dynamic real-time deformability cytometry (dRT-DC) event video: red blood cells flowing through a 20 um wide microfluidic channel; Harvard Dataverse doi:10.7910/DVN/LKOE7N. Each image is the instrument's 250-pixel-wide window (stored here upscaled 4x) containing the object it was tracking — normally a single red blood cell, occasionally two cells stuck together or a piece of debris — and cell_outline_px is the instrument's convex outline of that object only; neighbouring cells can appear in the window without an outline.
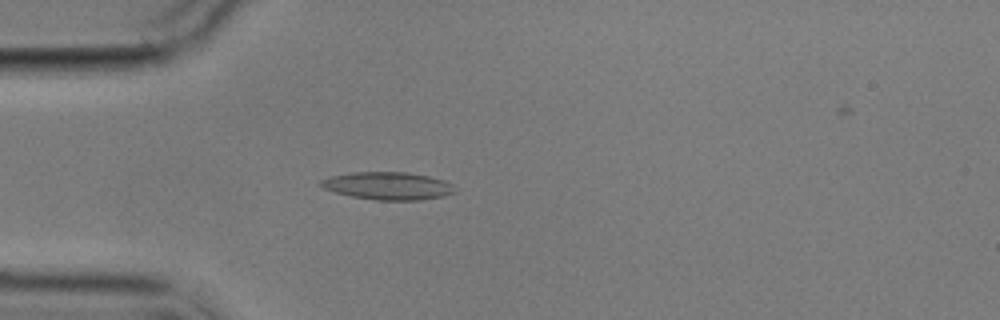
{"species": "common noctule bat (a hibernating species)", "species_latin": "Nyctalus noctula", "temperature_condition": "cold", "stored_images_in_passage": 3, "camera_frame_rate_fps": 3000, "um_per_image_px": 0.085, "animal": {"sex": "male", "body_mass_g": 17.9}, "frame": {"image": 1, "passage_image": 3, "time_ms": 3.0, "image_size_px": [1000, 320], "cell_outline_px": [[456, 192], [444, 196], [420, 200], [376, 200], [352, 196], [336, 192], [324, 188], [316, 184], [320, 180], [332, 176], [352, 172], [408, 172], [428, 176], [444, 180], [452, 184], [456, 188]], "centroid_in_image_um": [32.99, 15.79], "position_along_channel_um": 52.0, "area_um2": 21.68}}